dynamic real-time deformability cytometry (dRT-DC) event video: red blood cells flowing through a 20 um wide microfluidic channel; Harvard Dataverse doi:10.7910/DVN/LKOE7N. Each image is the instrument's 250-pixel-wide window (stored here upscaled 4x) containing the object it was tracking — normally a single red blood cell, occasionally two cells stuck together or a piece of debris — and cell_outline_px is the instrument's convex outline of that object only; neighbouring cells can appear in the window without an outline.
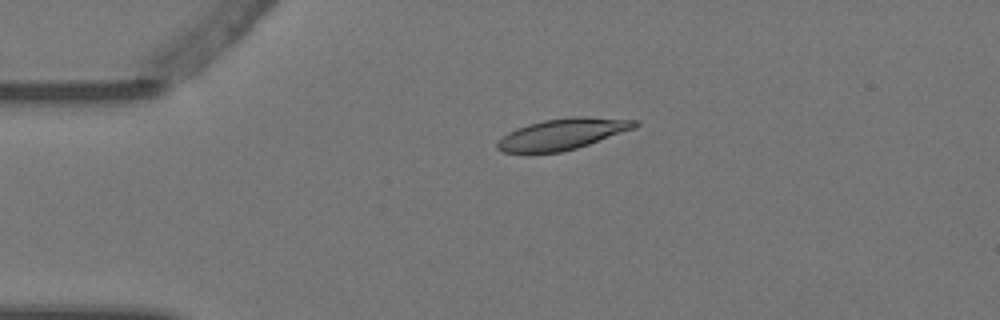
{"species": "Egyptian fruit bat (a non-hibernating species)", "species_latin": "Rousettus aegyptiacus", "temperature_condition": "warm", "stored_images_in_passage": 4, "camera_frame_rate_fps": 3000, "um_per_image_px": 0.085, "animal": {"sex": "female"}, "frame": {"image": 1, "passage_image": 3, "time_ms": 0.667, "image_size_px": [1000, 320], "cell_outline_px": [[640, 124], [636, 128], [576, 148], [560, 152], [504, 152], [496, 148], [496, 144], [508, 132], [516, 128], [528, 124], [544, 120], [572, 116], [588, 116], [640, 120]], "centroid_in_image_um": [47.87, 11.37], "position_along_channel_um": 37.1, "area_um2": 24.85}}